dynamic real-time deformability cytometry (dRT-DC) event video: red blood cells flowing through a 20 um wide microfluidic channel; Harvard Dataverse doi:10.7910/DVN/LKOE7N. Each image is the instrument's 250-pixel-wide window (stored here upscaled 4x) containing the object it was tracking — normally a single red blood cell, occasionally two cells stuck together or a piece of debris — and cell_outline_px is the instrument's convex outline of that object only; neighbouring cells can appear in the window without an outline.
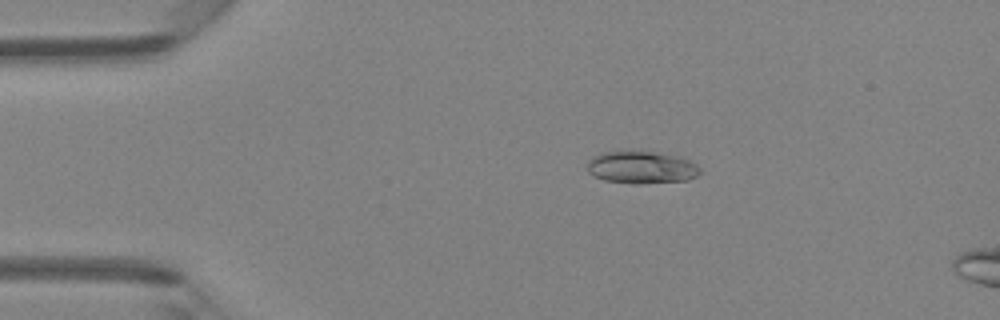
{"species": "Egyptian fruit bat (a non-hibernating species)", "species_latin": "Rousettus aegyptiacus", "temperature_condition": "room temperature", "stored_images_in_passage": 10, "camera_frame_rate_fps": 3000, "um_per_image_px": 0.085, "animal": {"sex": "female"}, "frame": {"image": 1, "passage_image": 5, "time_ms": 1.333, "image_size_px": [1000, 320], "cell_outline_px": [[700, 172], [696, 176], [688, 180], [640, 184], [636, 184], [604, 180], [588, 172], [588, 160], [592, 156], [600, 152], [656, 152], [676, 156], [688, 160], [696, 164], [700, 168]], "centroid_in_image_um": [54.52, 14.24], "position_along_channel_um": 30.5, "area_um2": 21.1}}